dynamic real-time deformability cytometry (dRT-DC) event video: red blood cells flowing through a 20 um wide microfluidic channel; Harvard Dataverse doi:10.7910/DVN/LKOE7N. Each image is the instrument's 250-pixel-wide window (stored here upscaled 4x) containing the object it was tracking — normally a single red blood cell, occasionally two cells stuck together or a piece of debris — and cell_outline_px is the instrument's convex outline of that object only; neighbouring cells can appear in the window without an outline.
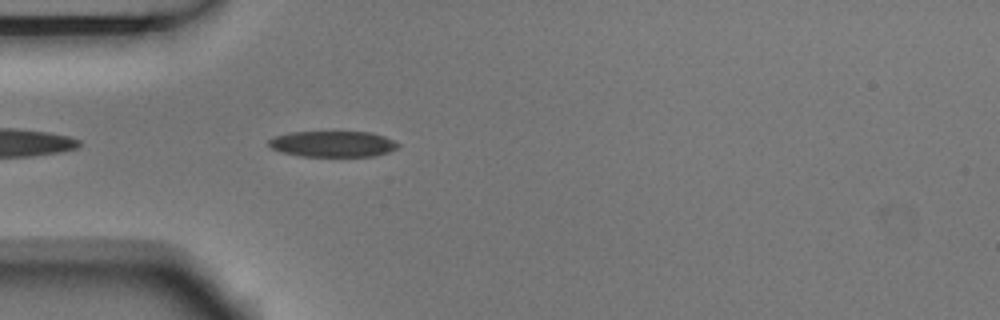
{"species": "Egyptian fruit bat (a non-hibernating species)", "species_latin": "Rousettus aegyptiacus", "temperature_condition": "room temperature", "stored_images_in_passage": 5, "segment_of_instrument_passage": [2, 2], "camera_frame_rate_fps": 3000, "um_per_image_px": 0.085, "animal": {"sex": "male"}, "frame": {"image": 1, "passage_image": 5, "time_ms": 1.333, "image_size_px": [1000, 320], "cell_outline_px": [[400, 144], [396, 148], [388, 152], [372, 156], [300, 156], [284, 152], [272, 148], [268, 144], [268, 140], [272, 136], [288, 132], [372, 132], [384, 136]], "centroid_in_image_um": [28.26, 12.22], "position_along_channel_um": 56.7, "area_um2": 19.48}}